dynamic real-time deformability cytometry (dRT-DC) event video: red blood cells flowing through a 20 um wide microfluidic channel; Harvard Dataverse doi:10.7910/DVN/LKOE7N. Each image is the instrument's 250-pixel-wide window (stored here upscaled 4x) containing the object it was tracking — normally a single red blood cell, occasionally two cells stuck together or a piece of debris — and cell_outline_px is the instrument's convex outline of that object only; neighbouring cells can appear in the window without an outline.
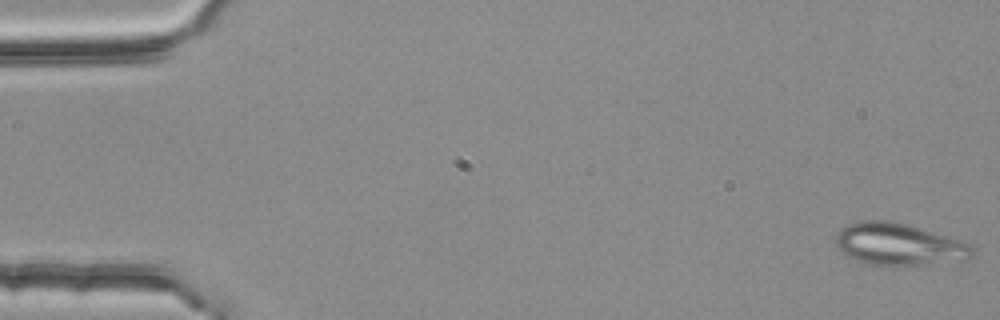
{"species": "common noctule bat (a hibernating species)", "species_latin": "Nyctalus noctula", "temperature_condition": "room temperature", "stored_images_in_passage": 53, "camera_frame_rate_fps": 3000, "um_per_image_px": 0.085, "animal": {"sex": "female", "body_mass_g": 25.1}, "frame": {"image": 1, "passage_image": 1, "time_ms": 0.0, "image_size_px": [1000, 320], "cell_outline_px": [[976, 248], [972, 256], [968, 260], [892, 268], [868, 264], [856, 260], [848, 256], [836, 244], [836, 236], [840, 228], [848, 224], [864, 220], [888, 220], [908, 224], [972, 244]], "centroid_in_image_um": [76.45, 20.8], "position_along_channel_um": 8.6, "area_um2": 34.16}}
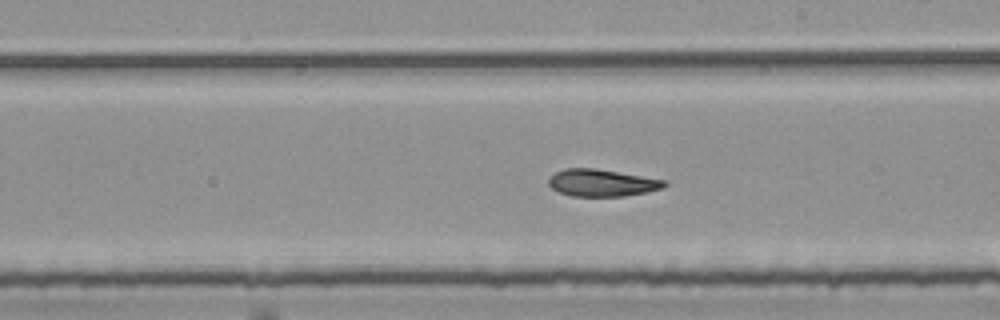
{"frame": {"image": 2, "passage_image": 31, "time_ms": 10.0, "image_size_px": [1000, 320], "cell_outline_px": [[668, 184], [660, 188], [648, 192], [624, 196], [572, 196], [560, 192], [552, 188], [548, 184], [548, 180], [556, 172], [564, 168], [596, 168], [668, 180]], "centroid_in_image_um": [51.19, 15.53], "position_along_channel_um": 237.8, "area_um2": 18.32}}
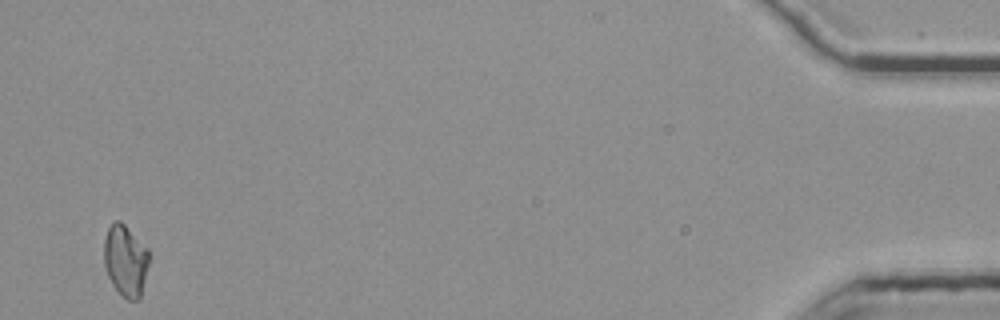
{"frame": {"image": 3, "passage_image": 53, "time_ms": 17.333, "image_size_px": [1000, 320], "cell_outline_px": [[152, 256], [140, 300], [128, 300], [112, 284], [108, 276], [104, 264], [104, 240], [108, 228], [116, 220], [120, 220], [148, 248]], "centroid_in_image_um": [10.72, 22.15], "position_along_channel_um": 424.5, "area_um2": 19.07}, "authors_computed_cell_mechanics": {"area_um2": 19.2474, "velocity_mm_per_s": 3.7623, "shape_relaxation_time_tau1_ms": null, "shape_relaxation_time_tau2_ms": 5.0035, "deformation_change_tau1": null, "deformation_change_tau2": 0.1282}}